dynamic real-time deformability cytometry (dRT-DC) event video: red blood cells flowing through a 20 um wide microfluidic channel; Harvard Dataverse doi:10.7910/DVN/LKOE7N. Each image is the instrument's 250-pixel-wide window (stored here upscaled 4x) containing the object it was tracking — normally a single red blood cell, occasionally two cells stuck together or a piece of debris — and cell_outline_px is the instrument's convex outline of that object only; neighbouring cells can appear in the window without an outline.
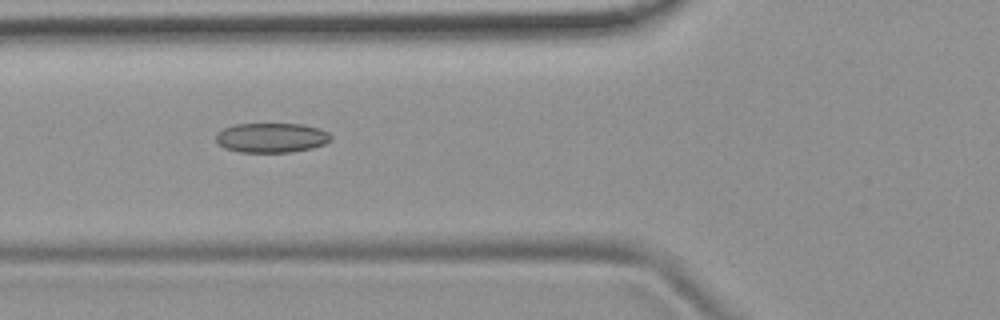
{"species": "common noctule bat (a hibernating species)", "species_latin": "Nyctalus noctula", "temperature_condition": "room temperature", "stored_images_in_passage": 6, "camera_frame_rate_fps": 3000, "um_per_image_px": 0.085, "animal": {"sex": "female", "body_mass_g": 19.9}, "frame": {"image": 1, "passage_image": 4, "time_ms": 3.333, "image_size_px": [1000, 320], "cell_outline_px": [[332, 140], [324, 144], [312, 148], [292, 152], [240, 152], [224, 148], [216, 140], [216, 136], [224, 128], [236, 124], [304, 124], [320, 128], [328, 132], [332, 136]], "centroid_in_image_um": [23.13, 11.7], "position_along_channel_um": 102.7, "area_um2": 19.88}}
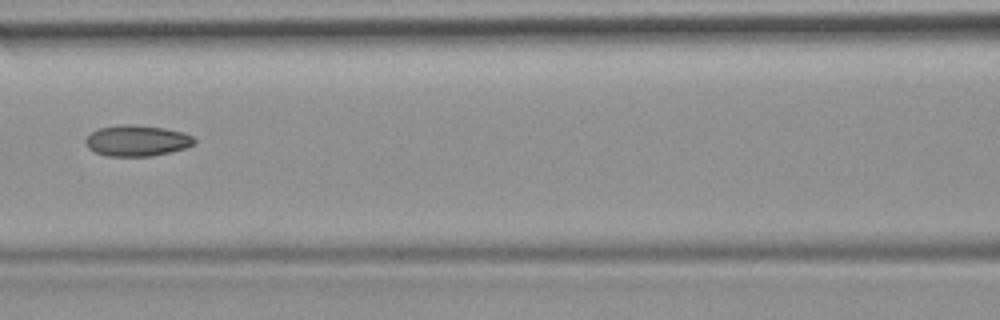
{"frame": {"image": 2, "passage_image": 5, "time_ms": 4.667, "image_size_px": [1000, 320], "cell_outline_px": [[196, 144], [184, 148], [152, 156], [108, 156], [96, 152], [88, 148], [84, 140], [92, 132], [100, 128], [128, 124], [164, 128], [180, 132], [192, 136], [196, 140]], "centroid_in_image_um": [11.64, 11.96], "position_along_channel_um": 155.0, "area_um2": 19.31}}
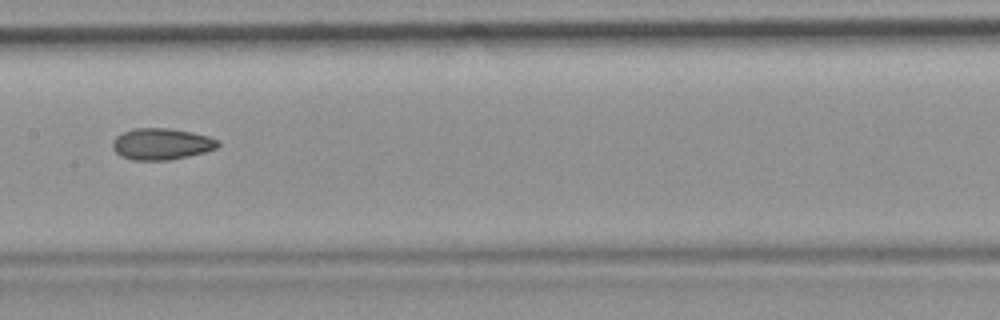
{"frame": {"image": 3, "passage_image": 6, "time_ms": 5.667, "image_size_px": [1000, 320], "cell_outline_px": [[220, 144], [216, 148], [204, 152], [188, 156], [168, 160], [132, 160], [120, 156], [112, 148], [112, 140], [116, 136], [124, 132], [136, 128], [168, 128], [192, 132], [208, 136], [216, 140]], "centroid_in_image_um": [13.69, 12.24], "position_along_channel_um": 193.7, "area_um2": 19.25}}